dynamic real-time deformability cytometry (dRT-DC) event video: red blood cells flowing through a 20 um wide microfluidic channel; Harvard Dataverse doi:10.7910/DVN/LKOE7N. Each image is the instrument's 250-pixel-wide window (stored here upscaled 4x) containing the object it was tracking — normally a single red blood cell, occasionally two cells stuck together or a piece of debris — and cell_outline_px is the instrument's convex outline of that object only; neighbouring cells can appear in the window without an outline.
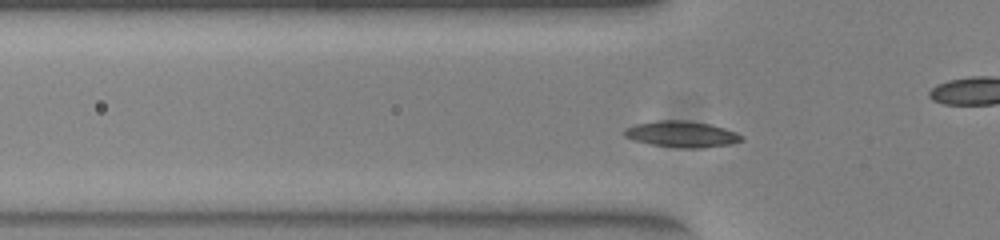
{"species": "common noctule bat (a hibernating species)", "species_latin": "Nyctalus noctula", "temperature_condition": "warm", "stored_images_in_passage": 45, "camera_frame_rate_fps": 3000, "um_per_image_px": 0.085, "animal": {"sex": "female", "body_mass_g": 23.0, "forearm_length_mm": 53.4}, "frame": {"image": 1, "passage_image": 8, "time_ms": 2.333, "image_size_px": [1000, 240], "cell_outline_px": [[744, 140], [732, 144], [704, 148], [680, 148], [652, 144], [632, 140], [624, 136], [624, 128], [636, 124], [656, 120], [688, 120], [712, 124], [736, 132], [744, 136]], "centroid_in_image_um": [57.97, 11.4], "position_along_channel_um": 67.8, "area_um2": 18.15}}
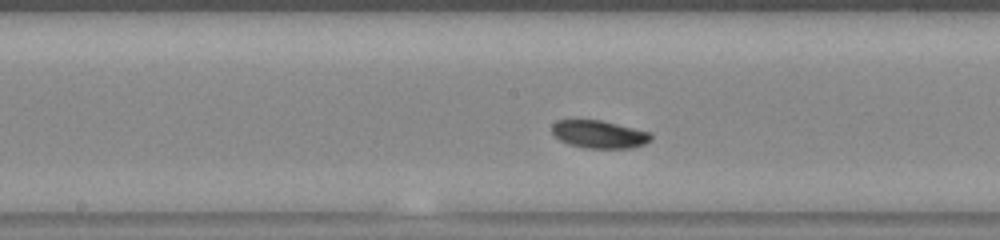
{"frame": {"image": 2, "passage_image": 18, "time_ms": 5.667, "image_size_px": [1000, 240], "cell_outline_px": [[652, 140], [644, 144], [632, 148], [584, 148], [568, 144], [560, 140], [552, 132], [552, 124], [556, 120], [600, 120], [652, 132]], "centroid_in_image_um": [50.95, 11.42], "position_along_channel_um": 197.2, "area_um2": 16.13}}
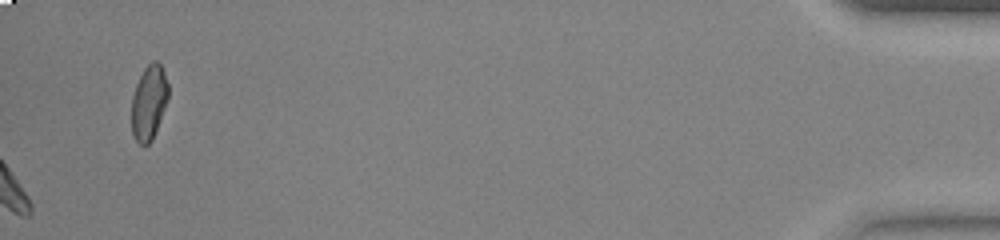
{"frame": {"image": 3, "passage_image": 45, "time_ms": 14.667, "image_size_px": [1000, 240], "cell_outline_px": [[168, 96], [164, 108], [152, 140], [148, 144], [140, 144], [136, 140], [132, 132], [132, 96], [136, 84], [144, 68], [152, 60], [156, 60], [160, 64], [164, 72], [168, 84]], "centroid_in_image_um": [12.65, 8.67], "position_along_channel_um": 422.6, "area_um2": 15.72}, "authors_computed_cell_mechanics": {"area_um2": 16.0684, "velocity_mm_per_s": 3.8873, "shape_relaxation_time_tau1_ms": 1.5329, "shape_relaxation_time_tau2_ms": null, "deformation_change_tau1": 0.0738, "deformation_change_tau2": null}}